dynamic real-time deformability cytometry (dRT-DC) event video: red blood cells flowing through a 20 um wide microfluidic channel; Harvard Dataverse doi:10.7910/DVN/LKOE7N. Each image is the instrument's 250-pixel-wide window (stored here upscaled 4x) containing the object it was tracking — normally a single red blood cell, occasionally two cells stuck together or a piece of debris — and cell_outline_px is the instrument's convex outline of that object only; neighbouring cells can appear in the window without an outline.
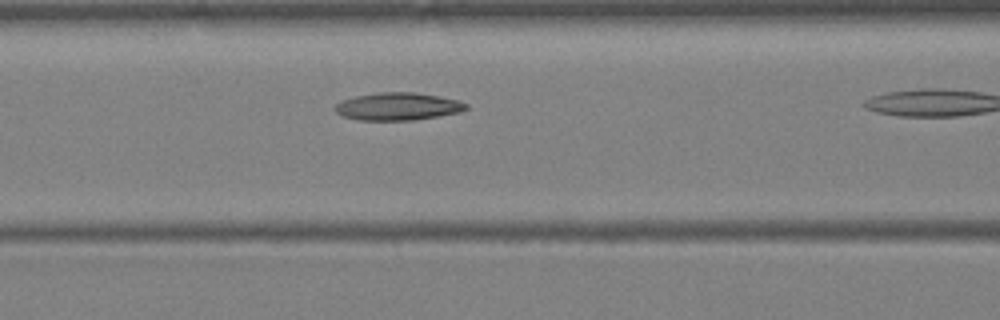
{"species": "Egyptian fruit bat (a non-hibernating species)", "species_latin": "Rousettus aegyptiacus", "temperature_condition": "warm", "stored_images_in_passage": 10, "camera_frame_rate_fps": 3000, "um_per_image_px": 0.085, "animal": {"sex": "female"}, "frame": {"image": 1, "passage_image": 9, "time_ms": 2.667, "image_size_px": [1000, 320], "cell_outline_px": [[468, 108], [460, 112], [440, 116], [412, 120], [356, 120], [344, 116], [336, 112], [332, 108], [336, 104], [344, 100], [356, 96], [380, 92], [416, 92], [440, 96], [460, 100], [468, 104]], "centroid_in_image_um": [33.85, 9.05], "position_along_channel_um": 132.7, "area_um2": 21.21}}